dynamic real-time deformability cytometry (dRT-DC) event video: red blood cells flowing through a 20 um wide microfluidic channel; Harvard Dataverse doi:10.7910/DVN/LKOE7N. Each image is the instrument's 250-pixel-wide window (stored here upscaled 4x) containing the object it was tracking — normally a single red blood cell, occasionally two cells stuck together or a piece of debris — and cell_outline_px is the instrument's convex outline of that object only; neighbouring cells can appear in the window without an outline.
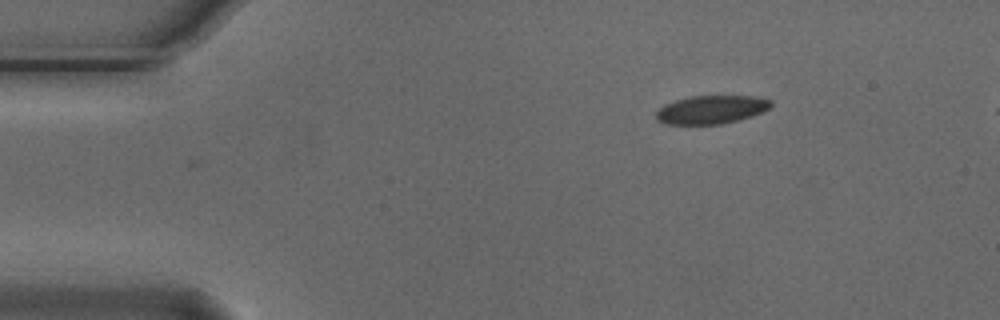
{"species": "Egyptian fruit bat (a non-hibernating species)", "species_latin": "Rousettus aegyptiacus", "temperature_condition": "cold", "stored_images_in_passage": 6, "camera_frame_rate_fps": 3000, "um_per_image_px": 0.085, "animal": {"sex": "male"}, "frame": {"image": 1, "passage_image": 1, "time_ms": 0.0, "image_size_px": [1000, 320], "cell_outline_px": [[772, 104], [768, 108], [752, 116], [720, 124], [664, 124], [656, 120], [656, 112], [664, 104], [688, 96], [756, 96], [772, 100]], "centroid_in_image_um": [60.43, 9.31], "position_along_channel_um": 24.6, "area_um2": 18.9}}